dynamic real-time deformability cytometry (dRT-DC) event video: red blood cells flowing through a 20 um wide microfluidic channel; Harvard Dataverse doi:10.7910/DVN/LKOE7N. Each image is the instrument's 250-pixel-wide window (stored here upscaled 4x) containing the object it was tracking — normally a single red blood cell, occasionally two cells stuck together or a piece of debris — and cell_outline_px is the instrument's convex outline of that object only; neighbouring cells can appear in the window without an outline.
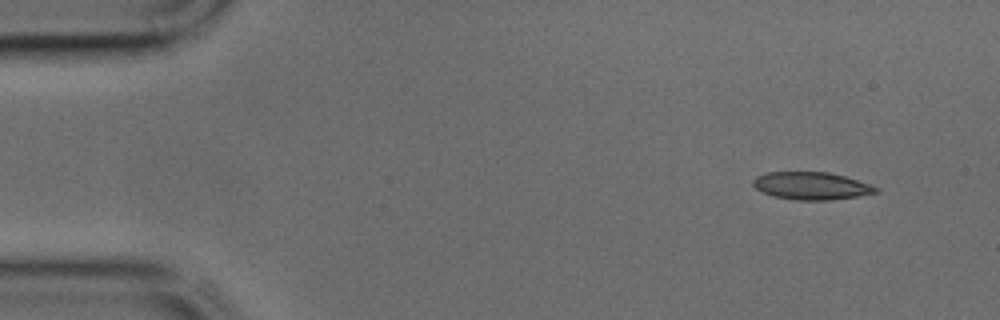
{"species": "common noctule bat (a hibernating species)", "species_latin": "Nyctalus noctula", "temperature_condition": "cold", "stored_images_in_passage": 41, "camera_frame_rate_fps": 3000, "um_per_image_px": 0.085, "animal": {"sex": "male", "body_mass_g": 17.9, "forearm_length_mm": 54.2}, "frame": {"image": 1, "passage_image": 1, "time_ms": 0.0, "image_size_px": [1000, 320], "cell_outline_px": [[880, 192], [832, 200], [796, 200], [772, 196], [760, 192], [752, 184], [752, 180], [756, 176], [768, 172], [828, 172], [844, 176], [880, 188]], "centroid_in_image_um": [68.93, 15.8], "position_along_channel_um": 16.1, "area_um2": 19.77}}
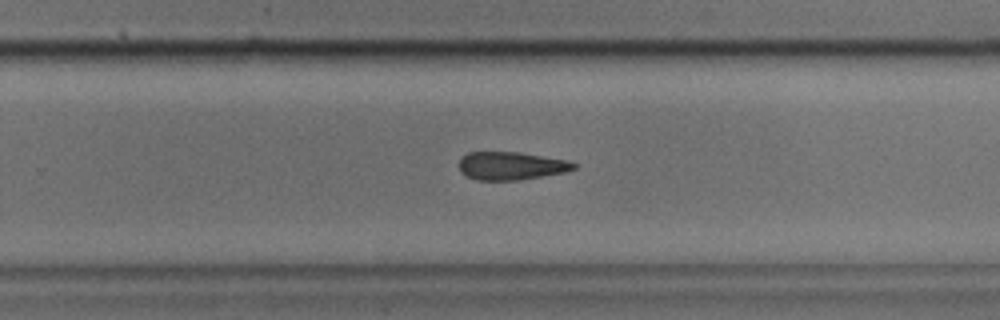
{"frame": {"image": 2, "passage_image": 25, "time_ms": 8.0, "image_size_px": [1000, 320], "cell_outline_px": [[576, 168], [564, 172], [516, 180], [476, 180], [460, 172], [460, 160], [468, 152], [520, 152], [568, 160], [576, 164]], "centroid_in_image_um": [43.44, 14.09], "position_along_channel_um": 286.4, "area_um2": 18.55}}
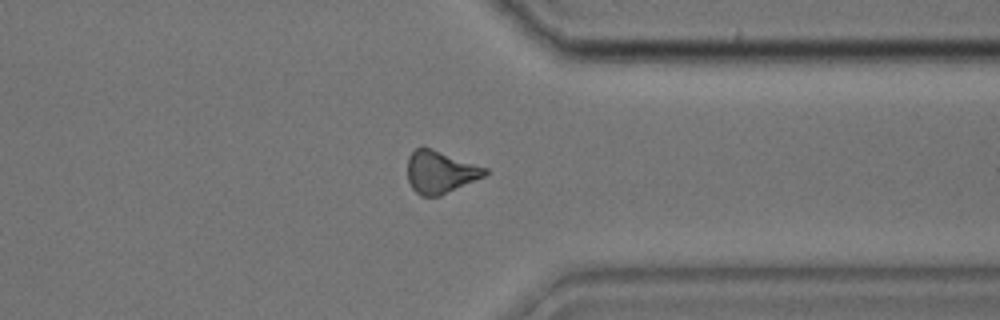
{"frame": {"image": 3, "passage_image": 31, "time_ms": 10.0, "image_size_px": [1000, 320], "cell_outline_px": [[488, 172], [484, 176], [440, 196], [420, 196], [412, 188], [408, 180], [408, 156], [416, 148], [428, 148], [488, 168]], "centroid_in_image_um": [37.41, 14.65], "position_along_channel_um": 374.0, "area_um2": 18.79}}